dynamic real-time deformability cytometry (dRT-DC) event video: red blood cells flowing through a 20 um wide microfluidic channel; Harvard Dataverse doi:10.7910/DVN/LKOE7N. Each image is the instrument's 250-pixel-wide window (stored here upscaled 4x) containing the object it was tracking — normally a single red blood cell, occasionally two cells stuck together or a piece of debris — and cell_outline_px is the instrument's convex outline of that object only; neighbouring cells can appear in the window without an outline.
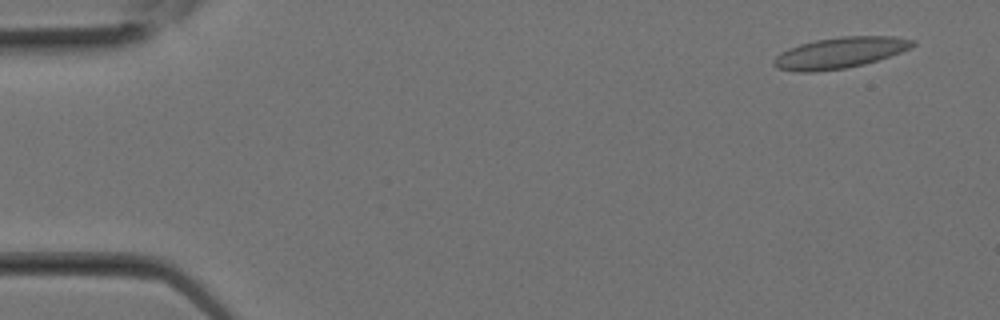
{"species": "Egyptian fruit bat (a non-hibernating species)", "species_latin": "Rousettus aegyptiacus", "temperature_condition": "room temperature", "stored_images_in_passage": 7, "camera_frame_rate_fps": 3000, "um_per_image_px": 0.085, "animal": {"sex": "female"}, "frame": {"image": 1, "passage_image": 1, "time_ms": 0.0, "image_size_px": [1000, 320], "cell_outline_px": [[916, 44], [900, 52], [864, 64], [844, 68], [816, 72], [796, 72], [776, 68], [772, 64], [772, 60], [780, 52], [788, 48], [800, 44], [816, 40], [840, 36], [896, 36], [916, 40]], "centroid_in_image_um": [71.34, 4.48], "position_along_channel_um": 13.7, "area_um2": 25.14}}
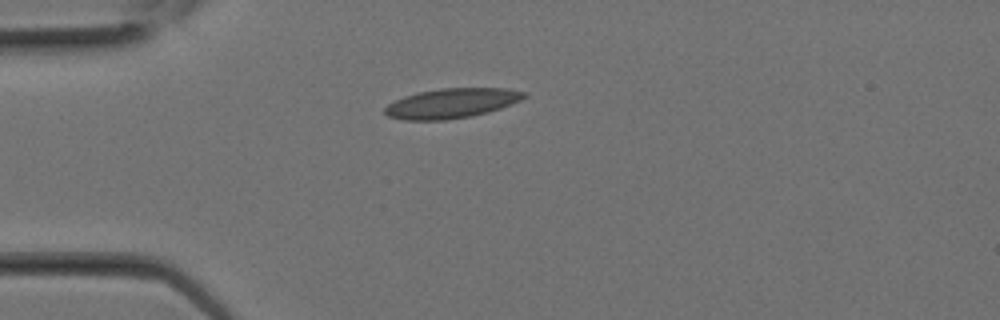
{"frame": {"image": 2, "passage_image": 6, "time_ms": 1.667, "image_size_px": [1000, 320], "cell_outline_px": [[528, 96], [512, 104], [488, 112], [468, 116], [444, 120], [404, 120], [388, 116], [384, 112], [384, 108], [388, 104], [404, 96], [420, 92], [440, 88], [508, 88], [528, 92]], "centroid_in_image_um": [38.42, 8.77], "position_along_channel_um": 46.6, "area_um2": 24.1}}